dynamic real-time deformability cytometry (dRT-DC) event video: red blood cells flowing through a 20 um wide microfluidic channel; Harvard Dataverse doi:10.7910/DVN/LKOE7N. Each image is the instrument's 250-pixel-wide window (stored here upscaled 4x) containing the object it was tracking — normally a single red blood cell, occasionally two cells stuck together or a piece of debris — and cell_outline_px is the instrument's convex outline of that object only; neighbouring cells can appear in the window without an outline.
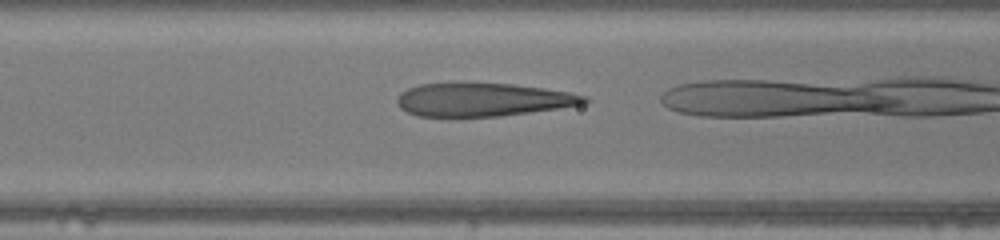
{"species": "human", "species_latin": "Homo sapiens", "temperature_condition": "warm", "stored_images_in_passage": 4, "camera_frame_rate_fps": 3000, "um_per_image_px": 0.085, "donor": {"sex": "female"}, "frame": {"image": 1, "passage_image": 3, "time_ms": 0.667, "image_size_px": [1000, 240], "cell_outline_px": [[592, 100], [584, 104], [500, 116], [416, 116], [400, 108], [396, 100], [400, 92], [408, 88], [420, 84], [512, 84], [544, 88], [572, 92], [588, 96]], "centroid_in_image_um": [41.08, 8.47], "position_along_channel_um": 125.5, "area_um2": 35.95}}